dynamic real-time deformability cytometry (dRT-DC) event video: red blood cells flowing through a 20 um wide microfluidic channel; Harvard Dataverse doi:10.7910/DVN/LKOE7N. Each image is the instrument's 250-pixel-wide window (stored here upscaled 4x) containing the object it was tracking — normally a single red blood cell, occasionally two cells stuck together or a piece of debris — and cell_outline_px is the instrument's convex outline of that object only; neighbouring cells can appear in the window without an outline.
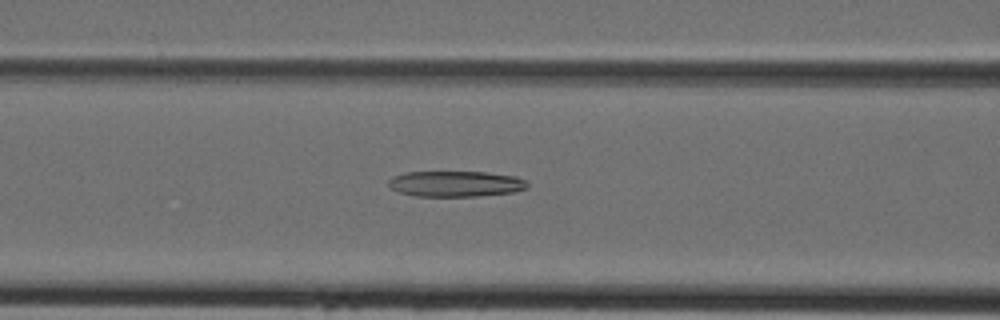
{"species": "Egyptian fruit bat (a non-hibernating species)", "species_latin": "Rousettus aegyptiacus", "temperature_condition": "cold", "stored_images_in_passage": 40, "camera_frame_rate_fps": 3000, "um_per_image_px": 0.085, "animal": {"sex": "female"}, "frame": {"image": 1, "passage_image": 14, "time_ms": 4.333, "image_size_px": [1000, 320], "cell_outline_px": [[528, 188], [512, 192], [480, 196], [416, 196], [400, 192], [392, 188], [388, 184], [388, 180], [392, 176], [408, 172], [484, 172], [516, 176], [528, 180]], "centroid_in_image_um": [38.77, 15.62], "position_along_channel_um": 127.8, "area_um2": 20.87}}
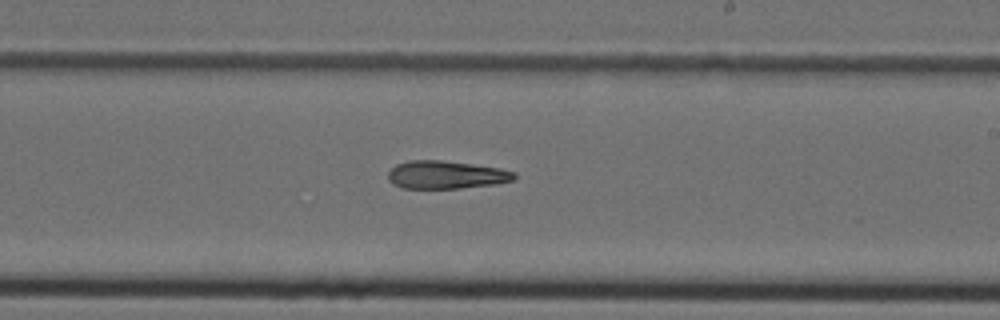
{"frame": {"image": 2, "passage_image": 22, "time_ms": 7.0, "image_size_px": [1000, 320], "cell_outline_px": [[516, 180], [496, 184], [460, 188], [404, 188], [392, 184], [388, 180], [388, 172], [396, 164], [408, 160], [440, 160], [472, 164], [500, 168], [516, 172]], "centroid_in_image_um": [37.93, 14.86], "position_along_channel_um": 251.1, "area_um2": 20.69}}
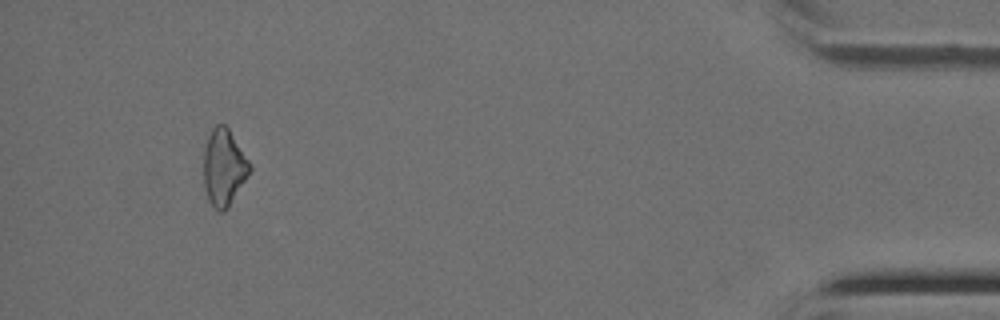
{"frame": {"image": 3, "passage_image": 37, "time_ms": 12.0, "image_size_px": [1000, 320], "cell_outline_px": [[252, 168], [228, 208], [224, 212], [220, 212], [208, 200], [204, 188], [204, 148], [208, 136], [212, 128], [216, 124], [224, 124], [228, 128], [252, 164]], "centroid_in_image_um": [19.03, 14.22], "position_along_channel_um": 416.2, "area_um2": 20.58}}